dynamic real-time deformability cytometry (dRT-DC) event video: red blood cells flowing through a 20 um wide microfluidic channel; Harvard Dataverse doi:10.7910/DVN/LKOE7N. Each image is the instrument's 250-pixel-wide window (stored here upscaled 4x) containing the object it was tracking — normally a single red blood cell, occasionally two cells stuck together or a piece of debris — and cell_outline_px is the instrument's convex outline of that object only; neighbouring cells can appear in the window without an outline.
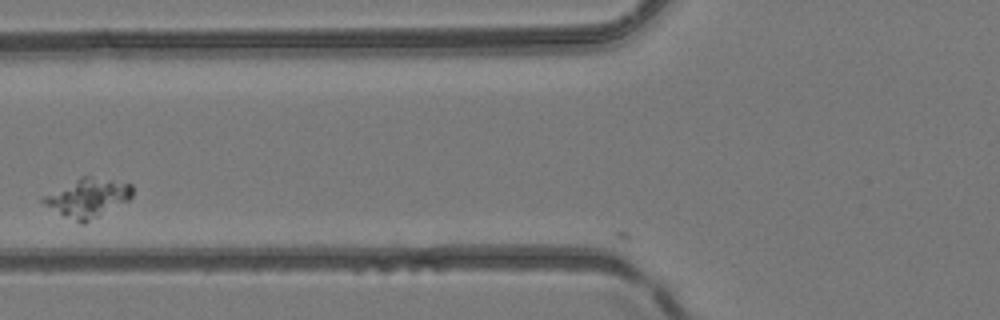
{"species": "common noctule bat (a hibernating species)", "species_latin": "Nyctalus noctula", "temperature_condition": "room temperature", "stored_images_in_passage": 4, "camera_frame_rate_fps": 3000, "um_per_image_px": 0.085, "animal": {"sex": "female", "body_mass_g": 24.6, "forearm_length_mm": 56.2}, "frame": {"image": 1, "passage_image": 2, "time_ms": 0.333, "image_size_px": [1000, 320], "cell_outline_px": [[132, 196], [128, 200], [100, 216], [84, 224], [80, 224], [44, 204], [40, 200], [40, 196], [80, 176], [88, 176], [112, 180], [132, 184]], "centroid_in_image_um": [7.42, 16.81], "position_along_channel_um": 118.4, "area_um2": 20.11}}